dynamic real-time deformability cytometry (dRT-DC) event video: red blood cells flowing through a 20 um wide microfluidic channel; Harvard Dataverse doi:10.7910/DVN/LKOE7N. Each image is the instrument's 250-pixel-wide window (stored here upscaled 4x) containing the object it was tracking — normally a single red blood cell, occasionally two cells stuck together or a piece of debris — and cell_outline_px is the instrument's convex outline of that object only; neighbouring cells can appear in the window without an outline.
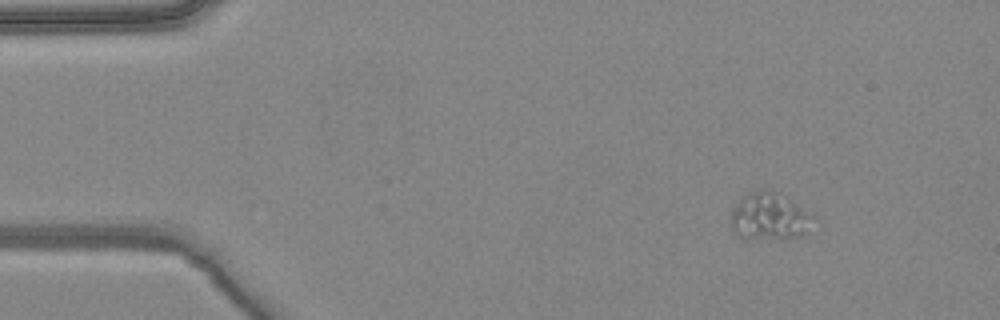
{"species": "common noctule bat (a hibernating species)", "species_latin": "Nyctalus noctula", "temperature_condition": "warm", "stored_images_in_passage": 4, "camera_frame_rate_fps": 3000, "um_per_image_px": 0.085, "animal": {"sex": "female", "body_mass_g": 24.6, "forearm_length_mm": 56.2}, "frame": {"image": 1, "passage_image": 1, "time_ms": 0.0, "image_size_px": [1000, 320], "cell_outline_px": [[816, 216], [804, 232], [800, 236], [744, 240], [732, 228], [732, 212], [740, 200], [744, 196], [752, 192], [764, 188], [772, 192]], "centroid_in_image_um": [65.36, 18.44], "position_along_channel_um": 19.6, "area_um2": 21.62}}
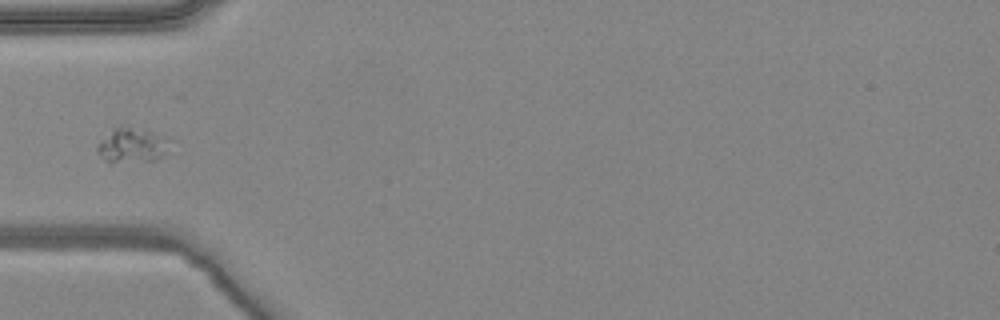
{"frame": {"image": 2, "passage_image": 4, "time_ms": 1.0, "image_size_px": [1000, 320], "cell_outline_px": [[176, 140], [160, 156], [152, 160], [104, 160], [96, 152], [96, 148], [112, 128], [124, 120], [148, 128]], "centroid_in_image_um": [11.31, 12.18], "position_along_channel_um": 73.7, "area_um2": 15.43}}